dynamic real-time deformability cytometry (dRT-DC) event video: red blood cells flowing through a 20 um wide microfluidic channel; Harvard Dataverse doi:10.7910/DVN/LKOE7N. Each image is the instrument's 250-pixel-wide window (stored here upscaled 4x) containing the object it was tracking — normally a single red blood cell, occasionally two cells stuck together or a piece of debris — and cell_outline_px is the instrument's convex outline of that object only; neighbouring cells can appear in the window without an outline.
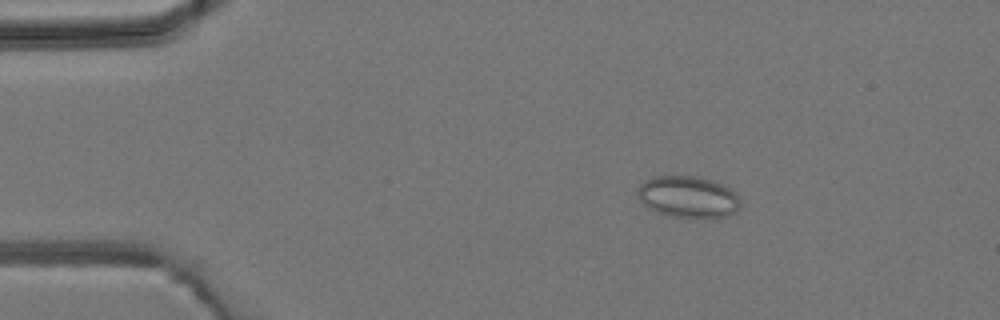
{"species": "common noctule bat (a hibernating species)", "species_latin": "Nyctalus noctula", "temperature_condition": "room temperature", "stored_images_in_passage": 3, "camera_frame_rate_fps": 3000, "um_per_image_px": 0.085, "animal": {"sex": "male", "body_mass_g": 19.2, "forearm_length_mm": 51.8}, "frame": {"image": 1, "passage_image": 2, "time_ms": 1.333, "image_size_px": [1000, 320], "cell_outline_px": [[740, 208], [736, 212], [728, 216], [716, 220], [708, 220], [668, 216], [656, 212], [640, 204], [640, 184], [652, 176], [692, 176], [708, 180], [732, 188], [740, 196]], "centroid_in_image_um": [58.55, 16.8], "position_along_channel_um": 26.4, "area_um2": 25.61}}